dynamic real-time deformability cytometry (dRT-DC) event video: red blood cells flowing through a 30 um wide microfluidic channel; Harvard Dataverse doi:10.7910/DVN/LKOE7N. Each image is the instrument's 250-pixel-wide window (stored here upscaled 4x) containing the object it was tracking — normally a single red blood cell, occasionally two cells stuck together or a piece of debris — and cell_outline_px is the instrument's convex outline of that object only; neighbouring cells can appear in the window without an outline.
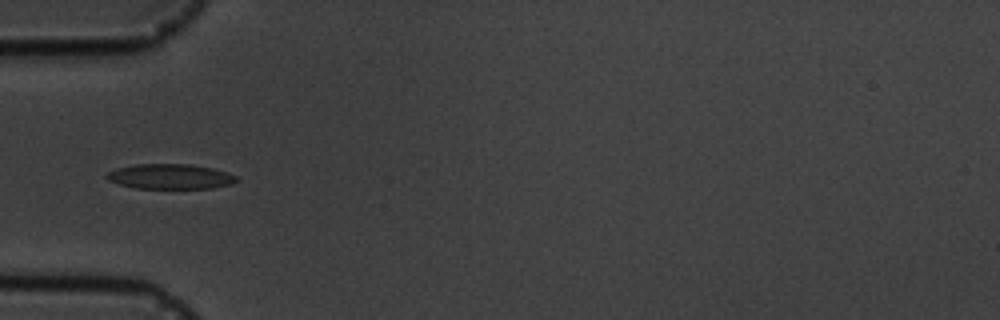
{"species": "common noctule bat (a hibernating species)", "species_latin": "Nyctalus noctula", "temperature_condition": "cold", "stored_images_in_passage": 13, "camera_frame_rate_fps": 3000, "um_per_image_px": 0.085, "animal": {"sex": "male", "body_mass_g": 19.5, "forearm_length_mm": 54.6}, "frame": {"image": 1, "passage_image": 6, "time_ms": 5.667, "image_size_px": [1000, 320], "cell_outline_px": [[240, 180], [232, 184], [212, 188], [136, 188], [120, 184], [108, 180], [104, 176], [108, 172], [116, 168], [136, 164], [188, 164], [212, 168], [236, 176]], "centroid_in_image_um": [14.46, 15.0], "position_along_channel_um": 70.5, "area_um2": 18.84}}
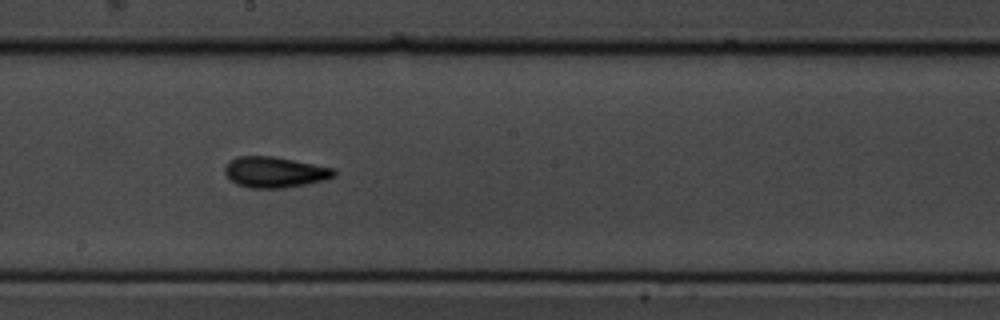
{"frame": {"image": 2, "passage_image": 10, "time_ms": 10.0, "image_size_px": [1000, 320], "cell_outline_px": [[336, 176], [324, 180], [284, 188], [248, 188], [236, 184], [224, 172], [224, 168], [232, 160], [240, 156], [272, 156], [336, 168]], "centroid_in_image_um": [23.39, 14.64], "position_along_channel_um": 224.8, "area_um2": 19.48}}
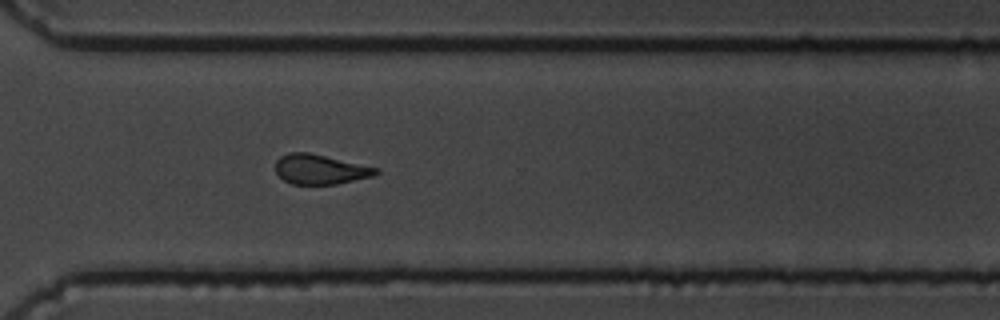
{"frame": {"image": 3, "passage_image": 13, "time_ms": 13.333, "image_size_px": [1000, 320], "cell_outline_px": [[380, 172], [372, 176], [336, 184], [292, 184], [284, 180], [276, 172], [276, 160], [280, 156], [288, 152], [308, 152], [380, 168]], "centroid_in_image_um": [27.21, 14.38], "position_along_channel_um": 343.4, "area_um2": 17.4}}